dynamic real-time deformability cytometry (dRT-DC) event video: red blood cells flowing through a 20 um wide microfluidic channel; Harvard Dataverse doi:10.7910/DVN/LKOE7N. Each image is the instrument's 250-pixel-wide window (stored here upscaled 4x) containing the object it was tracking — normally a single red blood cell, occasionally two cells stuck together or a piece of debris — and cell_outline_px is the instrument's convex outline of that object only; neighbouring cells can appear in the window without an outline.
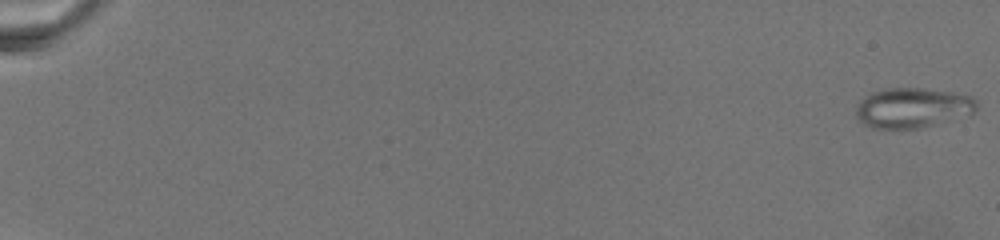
{"species": "common noctule bat (a hibernating species)", "species_latin": "Nyctalus noctula", "temperature_condition": "warm", "stored_images_in_passage": 13, "camera_frame_rate_fps": 3000, "um_per_image_px": 0.085, "animal": {"sex": "female", "body_mass_g": 19.5, "forearm_length_mm": 54.1}, "frame": {"image": 1, "passage_image": 1, "time_ms": 0.0, "image_size_px": [1000, 240], "cell_outline_px": [[976, 108], [972, 112], [932, 124], [916, 128], [872, 128], [856, 120], [856, 108], [860, 100], [872, 92], [888, 88], [920, 88], [948, 92], [972, 96], [976, 100]], "centroid_in_image_um": [77.47, 9.15], "position_along_channel_um": 7.5, "area_um2": 27.46}}
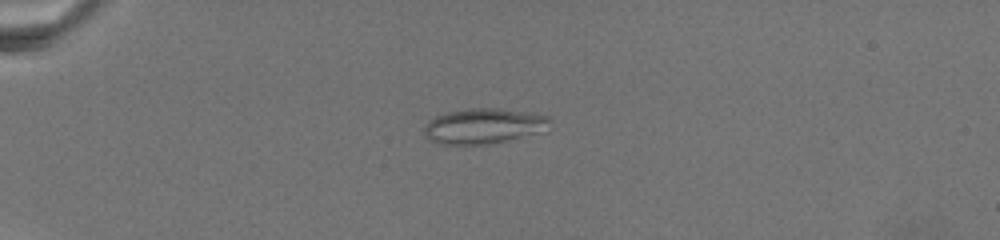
{"frame": {"image": 2, "passage_image": 9, "time_ms": 7.333, "image_size_px": [1000, 240], "cell_outline_px": [[548, 120], [536, 132], [488, 144], [440, 144], [428, 140], [424, 136], [424, 128], [428, 120], [436, 116], [448, 112], [468, 108], [496, 108], [548, 116]], "centroid_in_image_um": [40.92, 10.71], "position_along_channel_um": 44.1, "area_um2": 24.91}}
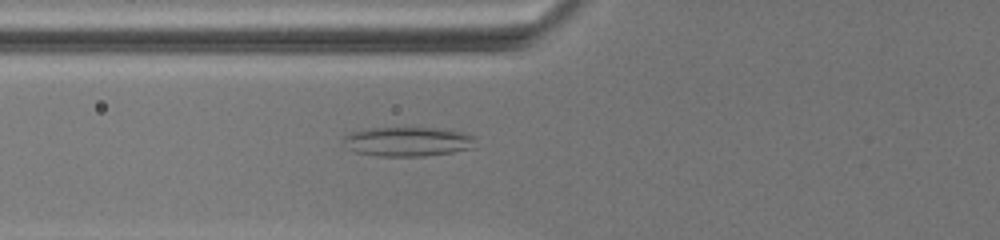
{"frame": {"image": 3, "passage_image": 13, "time_ms": 10.667, "image_size_px": [1000, 240], "cell_outline_px": [[476, 136], [472, 148], [452, 152], [424, 156], [376, 156], [356, 152], [348, 148], [344, 140], [344, 136], [348, 132], [368, 128], [432, 128], [464, 132]], "centroid_in_image_um": [34.65, 12.03], "position_along_channel_um": 91.2, "area_um2": 22.6}}